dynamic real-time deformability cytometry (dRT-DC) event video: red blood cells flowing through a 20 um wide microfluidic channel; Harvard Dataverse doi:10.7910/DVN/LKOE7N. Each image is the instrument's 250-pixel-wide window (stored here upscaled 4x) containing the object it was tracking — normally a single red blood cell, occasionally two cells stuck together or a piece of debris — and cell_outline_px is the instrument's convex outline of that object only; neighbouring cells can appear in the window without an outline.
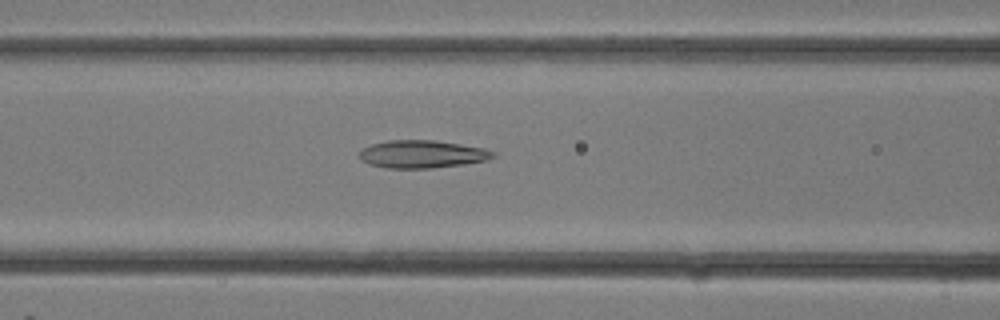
{"species": "common noctule bat (a hibernating species)", "species_latin": "Nyctalus noctula", "temperature_condition": "room temperature", "stored_images_in_passage": 6, "camera_frame_rate_fps": 3000, "um_per_image_px": 0.085, "animal": {"sex": "female"}, "frame": {"image": 1, "passage_image": 4, "time_ms": 1.0, "image_size_px": [1000, 320], "cell_outline_px": [[496, 156], [488, 160], [464, 164], [432, 168], [384, 168], [368, 164], [360, 160], [360, 152], [364, 148], [372, 144], [388, 140], [436, 140], [484, 148], [496, 152]], "centroid_in_image_um": [35.9, 13.1], "position_along_channel_um": 130.7, "area_um2": 21.73}}
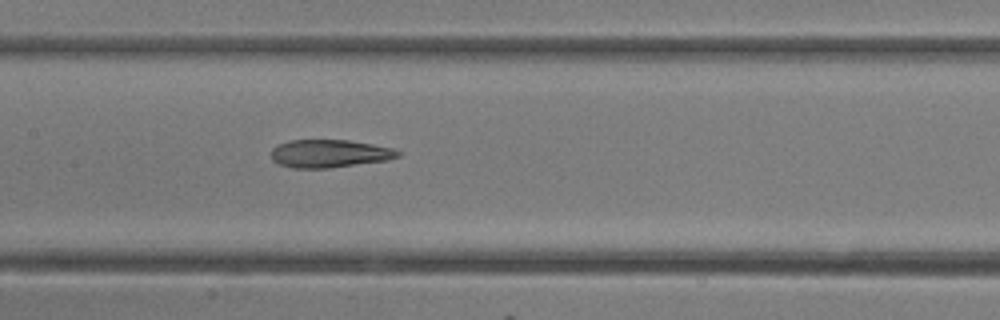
{"frame": {"image": 2, "passage_image": 6, "time_ms": 1.667, "image_size_px": [1000, 320], "cell_outline_px": [[400, 156], [388, 160], [328, 168], [292, 168], [280, 164], [272, 160], [272, 148], [288, 140], [348, 140], [372, 144], [392, 148], [400, 152]], "centroid_in_image_um": [28.0, 13.05], "position_along_channel_um": 179.4, "area_um2": 20.52}}